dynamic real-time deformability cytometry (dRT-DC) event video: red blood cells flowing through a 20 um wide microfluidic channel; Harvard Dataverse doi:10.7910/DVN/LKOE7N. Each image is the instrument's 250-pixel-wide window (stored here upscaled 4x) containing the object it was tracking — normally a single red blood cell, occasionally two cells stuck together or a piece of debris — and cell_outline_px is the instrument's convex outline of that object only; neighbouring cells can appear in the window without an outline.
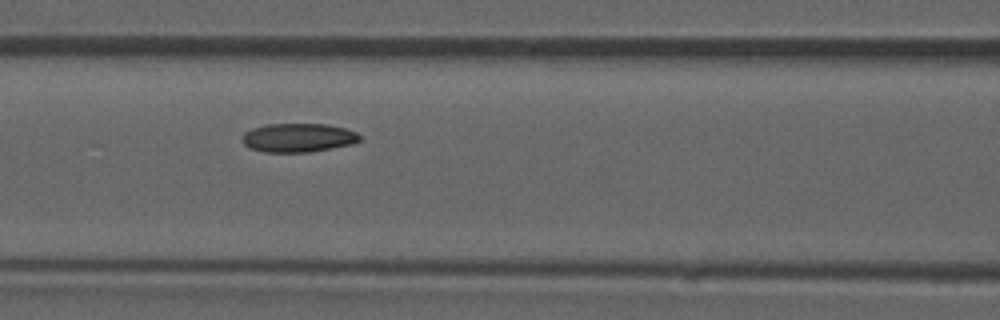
{"species": "common noctule bat (a hibernating species)", "species_latin": "Nyctalus noctula", "temperature_condition": "room temperature", "stored_images_in_passage": 53, "camera_frame_rate_fps": 3000, "um_per_image_px": 0.085, "animal": {"sex": "male", "forearm_length_mm": 52.5}, "frame": {"image": 1, "passage_image": 23, "time_ms": 7.333, "image_size_px": [1000, 320], "cell_outline_px": [[360, 140], [352, 144], [308, 152], [264, 152], [248, 148], [240, 140], [240, 136], [244, 132], [252, 128], [268, 124], [328, 124], [344, 128], [356, 132], [360, 136]], "centroid_in_image_um": [25.28, 11.7], "position_along_channel_um": 141.3, "area_um2": 19.83}, "authors_computed_cell_mechanics": {"area_um2": 20.1144, "velocity_mm_per_s": 3.8372, "shape_relaxation_time_tau1_ms": 8.5711, "shape_relaxation_time_tau2_ms": 6.7772, "deformation_change_tau1": 0.1501, "deformation_change_tau2": 0.1011}}